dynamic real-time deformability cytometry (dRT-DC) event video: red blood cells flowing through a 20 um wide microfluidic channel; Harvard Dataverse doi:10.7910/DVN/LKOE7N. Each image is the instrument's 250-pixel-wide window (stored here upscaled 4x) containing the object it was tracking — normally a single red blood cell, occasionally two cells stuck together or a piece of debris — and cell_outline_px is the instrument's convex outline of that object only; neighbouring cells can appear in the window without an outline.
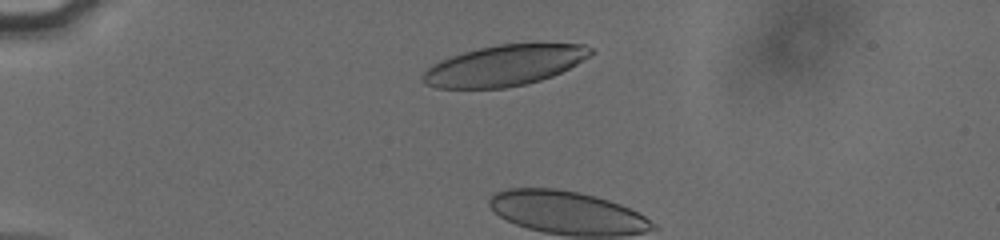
{"species": "human", "species_latin": "Homo sapiens", "temperature_condition": "cold", "stored_images_in_passage": 4, "camera_frame_rate_fps": 3000, "um_per_image_px": 0.085, "donor": {"sex": "male"}, "frame": {"image": 1, "passage_image": 2, "time_ms": 0.333, "image_size_px": [1000, 240], "cell_outline_px": [[596, 52], [576, 64], [552, 76], [528, 84], [504, 88], [436, 88], [424, 84], [420, 76], [432, 64], [440, 60], [464, 52], [480, 48], [500, 44], [584, 44], [592, 48]], "centroid_in_image_um": [42.86, 5.57], "position_along_channel_um": 42.1, "area_um2": 39.71}}